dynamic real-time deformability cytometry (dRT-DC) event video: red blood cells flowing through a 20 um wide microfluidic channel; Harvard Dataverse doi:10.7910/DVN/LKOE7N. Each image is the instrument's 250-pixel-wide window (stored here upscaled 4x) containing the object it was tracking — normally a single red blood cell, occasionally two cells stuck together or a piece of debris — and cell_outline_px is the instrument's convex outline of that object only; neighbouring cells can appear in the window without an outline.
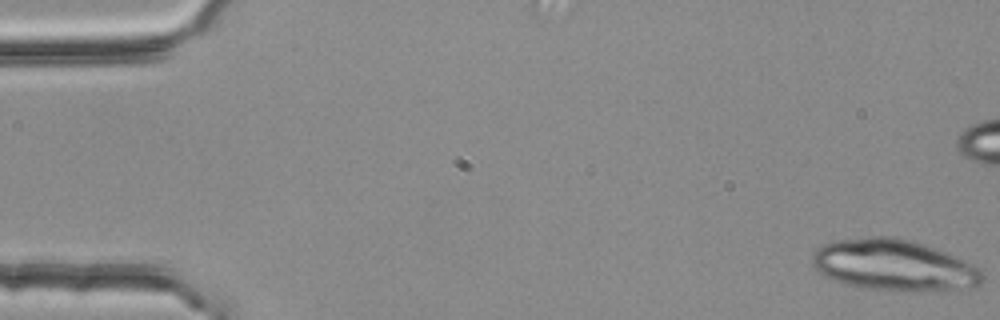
{"species": "common noctule bat (a hibernating species)", "species_latin": "Nyctalus noctula", "temperature_condition": "room temperature", "stored_images_in_passage": 20, "camera_frame_rate_fps": 3000, "um_per_image_px": 0.085, "animal": {"sex": "female", "body_mass_g": 25.1}, "frame": {"image": 1, "passage_image": 1, "time_ms": 0.0, "image_size_px": [1000, 320], "cell_outline_px": [[984, 276], [980, 284], [956, 288], [904, 292], [848, 284], [824, 276], [812, 264], [812, 256], [824, 244], [832, 240], [868, 236], [896, 236], [912, 240], [924, 244], [964, 260], [980, 268], [984, 272]], "centroid_in_image_um": [75.97, 22.51], "position_along_channel_um": 9.0, "area_um2": 50.17}}